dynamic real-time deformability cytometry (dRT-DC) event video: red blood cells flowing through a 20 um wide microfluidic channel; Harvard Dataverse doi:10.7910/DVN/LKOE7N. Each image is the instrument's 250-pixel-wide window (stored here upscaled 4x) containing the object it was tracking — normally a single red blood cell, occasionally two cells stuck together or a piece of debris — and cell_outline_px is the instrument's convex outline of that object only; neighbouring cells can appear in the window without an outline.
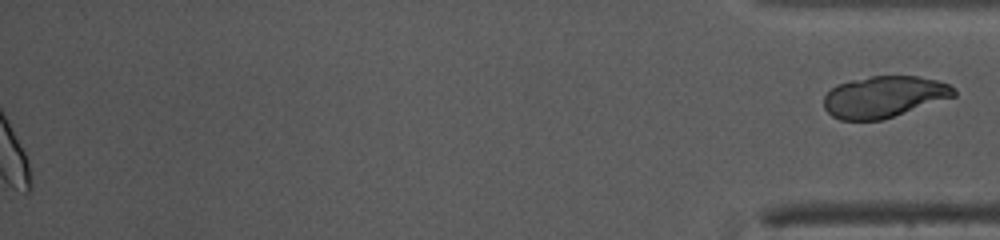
{"species": "common noctule bat (a hibernating species)", "species_latin": "Nyctalus noctula", "temperature_condition": "warm", "stored_images_in_passage": 38, "camera_frame_rate_fps": 3000, "um_per_image_px": 0.085, "animal": {"sex": "female", "body_mass_g": 10.0, "forearm_length_mm": 53.1}, "frame": {"image": 1, "passage_image": 38, "time_ms": 12.333, "image_size_px": [1000, 240], "cell_outline_px": [[956, 96], [880, 120], [840, 120], [832, 116], [824, 108], [824, 96], [832, 88], [840, 84], [852, 80], [872, 76], [916, 76], [936, 80], [948, 84], [956, 88]], "centroid_in_image_um": [75.14, 8.22], "position_along_channel_um": 360.1, "area_um2": 31.1}}